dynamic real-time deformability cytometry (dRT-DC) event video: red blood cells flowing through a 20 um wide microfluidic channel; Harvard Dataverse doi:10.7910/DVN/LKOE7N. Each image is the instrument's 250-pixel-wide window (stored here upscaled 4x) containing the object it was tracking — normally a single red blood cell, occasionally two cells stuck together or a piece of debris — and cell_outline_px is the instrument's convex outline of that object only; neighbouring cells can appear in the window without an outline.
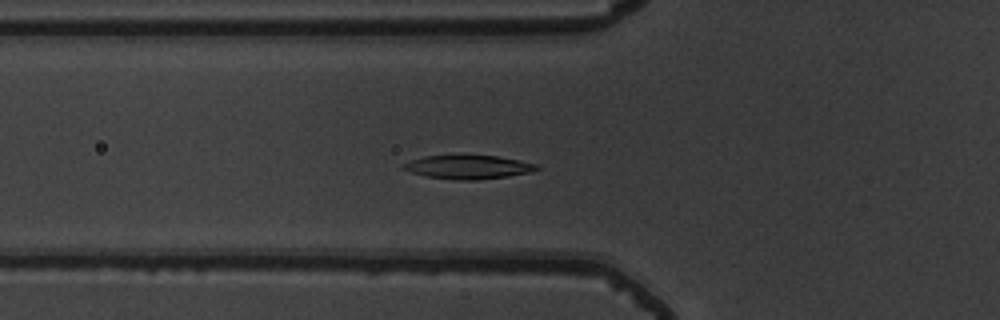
{"species": "common noctule bat (a hibernating species)", "species_latin": "Nyctalus noctula", "temperature_condition": "warm", "stored_images_in_passage": 46, "camera_frame_rate_fps": 3000, "um_per_image_px": 0.085, "animal": {"sex": "male", "body_mass_g": 19.5, "forearm_length_mm": 54.6}, "frame": {"image": 1, "passage_image": 19, "time_ms": 6.0, "image_size_px": [1000, 320], "cell_outline_px": [[540, 168], [528, 172], [508, 176], [480, 180], [456, 180], [424, 176], [400, 168], [400, 164], [424, 156], [496, 156], [536, 164]], "centroid_in_image_um": [39.73, 14.21], "position_along_channel_um": 86.1, "area_um2": 18.15}}
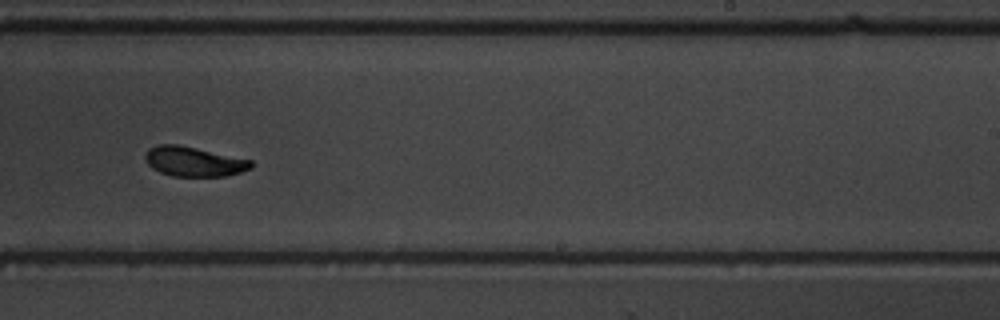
{"frame": {"image": 2, "passage_image": 34, "time_ms": 11.0, "image_size_px": [1000, 320], "cell_outline_px": [[252, 168], [228, 176], [172, 176], [160, 172], [152, 168], [144, 160], [144, 156], [148, 148], [156, 144], [176, 144], [196, 148], [252, 160]], "centroid_in_image_um": [16.44, 13.73], "position_along_channel_um": 272.6, "area_um2": 18.38}}
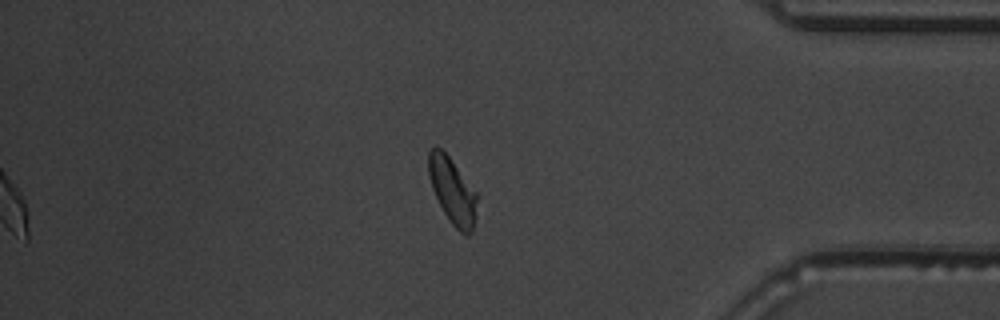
{"frame": {"image": 3, "passage_image": 46, "time_ms": 15.0, "image_size_px": [1000, 320], "cell_outline_px": [[476, 216], [472, 232], [468, 236], [464, 236], [452, 224], [444, 212], [432, 188], [428, 176], [428, 152], [436, 144], [448, 156], [476, 192]], "centroid_in_image_um": [38.44, 16.23], "position_along_channel_um": 396.8, "area_um2": 18.44}, "authors_computed_cell_mechanics": {"area_um2": 18.6116, "velocity_mm_per_s": 3.7303, "shape_relaxation_time_tau1_ms": 2.2921, "shape_relaxation_time_tau2_ms": 2.242, "deformation_change_tau1": 0.1283, "deformation_change_tau2": 0.0585}}